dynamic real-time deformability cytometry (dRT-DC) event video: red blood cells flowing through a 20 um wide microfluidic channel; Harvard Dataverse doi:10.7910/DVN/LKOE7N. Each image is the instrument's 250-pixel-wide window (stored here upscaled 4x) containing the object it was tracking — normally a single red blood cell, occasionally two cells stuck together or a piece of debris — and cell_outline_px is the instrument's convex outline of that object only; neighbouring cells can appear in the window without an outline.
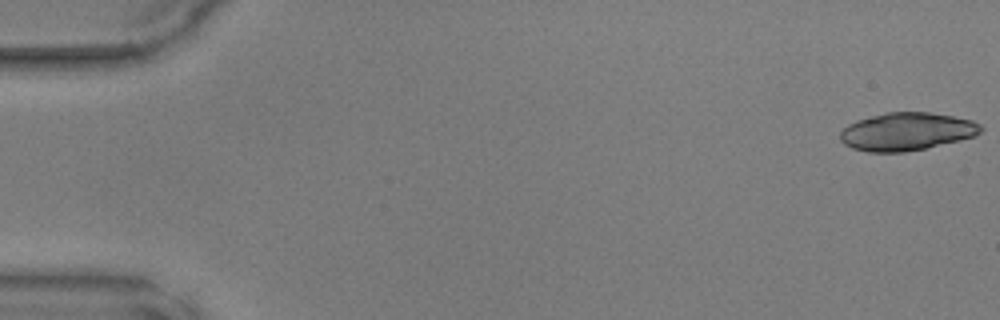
{"species": "common noctule bat (a hibernating species)", "species_latin": "Nyctalus noctula", "temperature_condition": "warm", "stored_images_in_passage": 48, "camera_frame_rate_fps": 3000, "um_per_image_px": 0.085, "animal": {"sex": "male", "body_mass_g": 17.9, "forearm_length_mm": 54.2}, "frame": {"image": 1, "passage_image": 1, "time_ms": 0.0, "image_size_px": [1000, 320], "cell_outline_px": [[984, 128], [976, 136], [924, 148], [904, 152], [868, 152], [852, 148], [844, 144], [840, 140], [840, 132], [848, 124], [856, 120], [884, 112], [928, 112], [952, 116], [972, 120], [980, 124]], "centroid_in_image_um": [77.05, 11.17], "position_along_channel_um": 8.0, "area_um2": 31.04}}
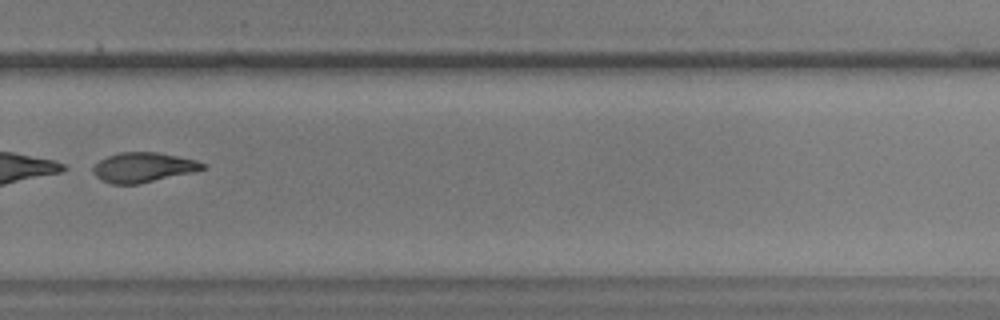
{"frame": {"image": 2, "passage_image": 34, "time_ms": 11.0, "image_size_px": [1000, 320], "cell_outline_px": [[208, 168], [192, 172], [140, 184], [112, 184], [96, 176], [92, 172], [92, 168], [100, 160], [108, 156], [120, 152], [156, 152], [196, 160], [208, 164]], "centroid_in_image_um": [12.21, 14.23], "position_along_channel_um": 317.6, "area_um2": 18.96}}